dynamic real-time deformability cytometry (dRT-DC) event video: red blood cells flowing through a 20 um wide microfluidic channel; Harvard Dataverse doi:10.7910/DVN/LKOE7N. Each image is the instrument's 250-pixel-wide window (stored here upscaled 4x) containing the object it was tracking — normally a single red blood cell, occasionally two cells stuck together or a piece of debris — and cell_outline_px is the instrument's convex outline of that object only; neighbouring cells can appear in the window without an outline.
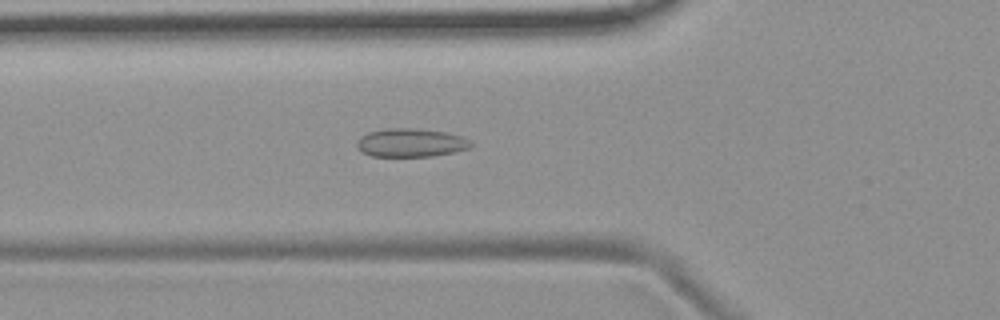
{"species": "common noctule bat (a hibernating species)", "species_latin": "Nyctalus noctula", "temperature_condition": "room temperature", "stored_images_in_passage": 49, "camera_frame_rate_fps": 3000, "um_per_image_px": 0.085, "animal": {"sex": "female", "body_mass_g": 19.9}, "frame": {"image": 1, "passage_image": 14, "time_ms": 4.333, "image_size_px": [1000, 320], "cell_outline_px": [[472, 144], [468, 148], [456, 152], [432, 156], [372, 156], [360, 152], [356, 148], [356, 144], [360, 136], [368, 132], [388, 128], [412, 128], [448, 132], [472, 140]], "centroid_in_image_um": [34.9, 12.13], "position_along_channel_um": 90.9, "area_um2": 19.07}}
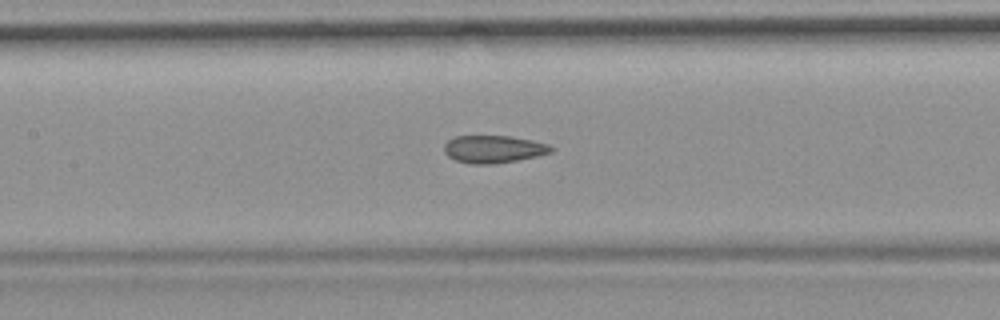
{"frame": {"image": 2, "passage_image": 20, "time_ms": 6.333, "image_size_px": [1000, 320], "cell_outline_px": [[556, 148], [552, 152], [536, 156], [496, 164], [472, 164], [456, 160], [448, 156], [444, 152], [444, 144], [448, 140], [456, 136], [508, 136], [532, 140], [548, 144]], "centroid_in_image_um": [41.96, 12.68], "position_along_channel_um": 165.4, "area_um2": 17.17}}
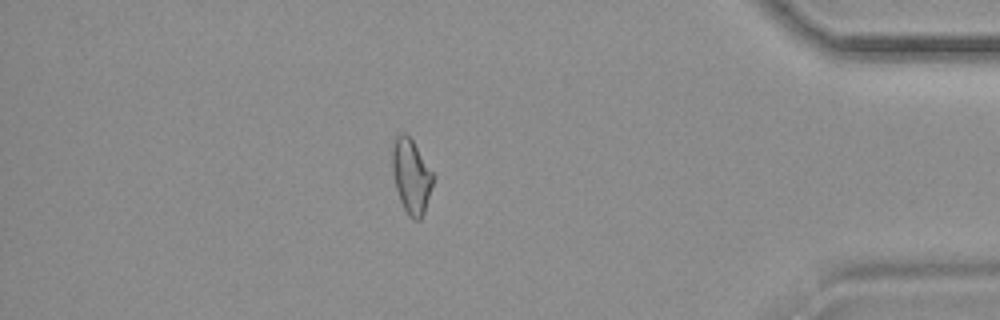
{"frame": {"image": 3, "passage_image": 42, "time_ms": 13.667, "image_size_px": [1000, 320], "cell_outline_px": [[432, 184], [424, 212], [420, 220], [412, 220], [408, 216], [400, 200], [396, 188], [392, 172], [392, 144], [396, 136], [400, 132], [404, 132], [412, 140], [432, 172]], "centroid_in_image_um": [34.92, 14.97], "position_along_channel_um": 400.3, "area_um2": 17.4}, "authors_computed_cell_mechanics": {"area_um2": 17.8602, "velocity_mm_per_s": 3.7059, "shape_relaxation_time_tau1_ms": null, "shape_relaxation_time_tau2_ms": 2.7413, "deformation_change_tau1": null, "deformation_change_tau2": 0.0868}}